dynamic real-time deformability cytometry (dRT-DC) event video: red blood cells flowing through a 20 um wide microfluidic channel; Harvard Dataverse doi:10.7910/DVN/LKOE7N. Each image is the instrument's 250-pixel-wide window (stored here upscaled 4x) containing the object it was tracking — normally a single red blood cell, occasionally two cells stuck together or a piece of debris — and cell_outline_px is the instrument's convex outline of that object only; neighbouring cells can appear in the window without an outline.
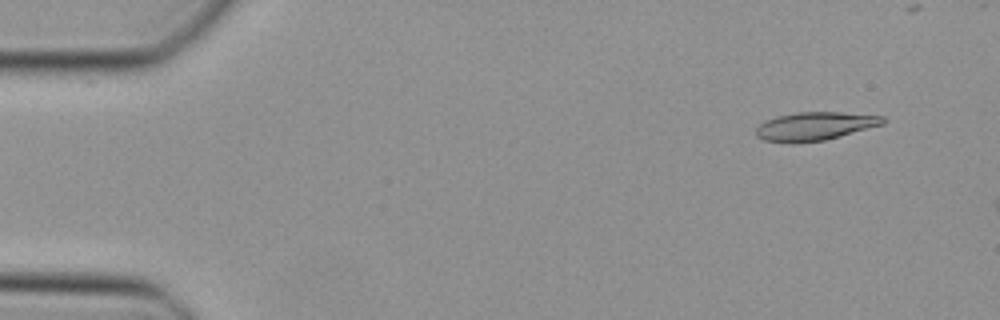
{"species": "Egyptian fruit bat (a non-hibernating species)", "species_latin": "Rousettus aegyptiacus", "temperature_condition": "cold", "stored_images_in_passage": 8, "camera_frame_rate_fps": 3000, "um_per_image_px": 0.085, "animal": {"sex": "female"}, "frame": {"image": 1, "passage_image": 2, "time_ms": 0.333, "image_size_px": [1000, 320], "cell_outline_px": [[888, 120], [884, 124], [840, 136], [824, 140], [796, 144], [792, 144], [764, 140], [756, 136], [756, 128], [764, 120], [780, 116], [800, 112], [840, 112], [884, 116]], "centroid_in_image_um": [69.27, 10.74], "position_along_channel_um": 15.7, "area_um2": 21.1}}